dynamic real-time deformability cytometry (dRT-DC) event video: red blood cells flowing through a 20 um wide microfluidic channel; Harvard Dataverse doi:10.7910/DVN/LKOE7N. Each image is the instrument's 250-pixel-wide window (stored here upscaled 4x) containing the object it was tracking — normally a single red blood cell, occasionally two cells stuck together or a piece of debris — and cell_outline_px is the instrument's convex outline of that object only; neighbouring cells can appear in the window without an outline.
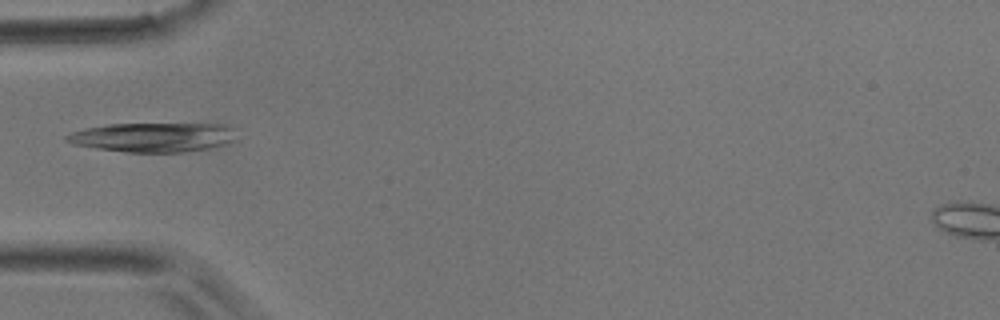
{"species": "common noctule bat (a hibernating species)", "species_latin": "Nyctalus noctula", "temperature_condition": "room temperature", "stored_images_in_passage": 5, "camera_frame_rate_fps": 3000, "um_per_image_px": 0.085, "animal": {"sex": "male", "body_mass_g": 17.9}, "frame": {"image": 1, "passage_image": 4, "time_ms": 1.0, "image_size_px": [1000, 320], "cell_outline_px": [[232, 140], [224, 144], [208, 148], [184, 152], [128, 152], [96, 148], [72, 144], [64, 140], [64, 136], [72, 132], [88, 128], [108, 124], [224, 124], [232, 128]], "centroid_in_image_um": [12.94, 11.67], "position_along_channel_um": 72.1, "area_um2": 28.61}}
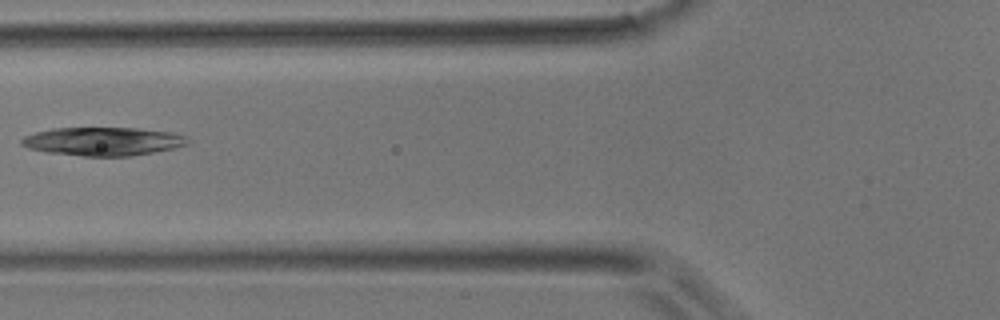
{"frame": {"image": 2, "passage_image": 5, "time_ms": 1.333, "image_size_px": [1000, 320], "cell_outline_px": [[188, 144], [172, 148], [132, 156], [84, 156], [48, 152], [28, 148], [20, 144], [20, 140], [24, 136], [36, 132], [52, 128], [136, 128], [172, 132], [188, 136]], "centroid_in_image_um": [8.75, 12.01], "position_along_channel_um": 117.1, "area_um2": 27.46}}